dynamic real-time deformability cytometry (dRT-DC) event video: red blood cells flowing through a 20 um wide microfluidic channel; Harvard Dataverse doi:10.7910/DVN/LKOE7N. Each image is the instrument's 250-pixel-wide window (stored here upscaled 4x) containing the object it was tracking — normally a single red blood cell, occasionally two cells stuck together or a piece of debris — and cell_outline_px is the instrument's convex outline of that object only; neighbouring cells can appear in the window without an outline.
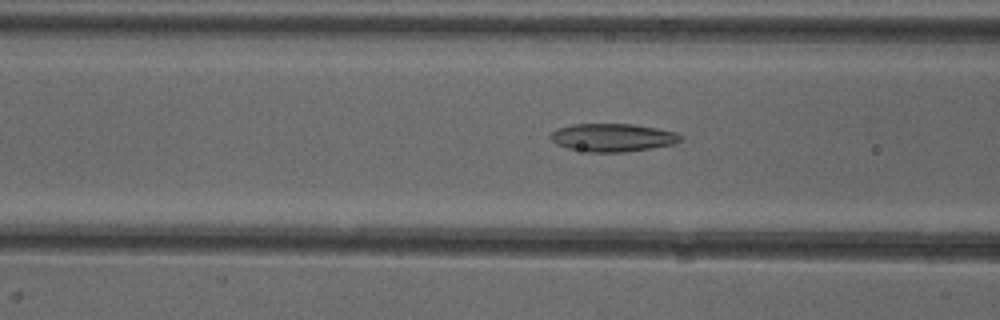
{"species": "common noctule bat (a hibernating species)", "species_latin": "Nyctalus noctula", "temperature_condition": "cold", "stored_images_in_passage": 35, "camera_frame_rate_fps": 3000, "um_per_image_px": 0.085, "animal": {"sex": "female"}, "frame": {"image": 1, "passage_image": 4, "time_ms": 1.0, "image_size_px": [1000, 320], "cell_outline_px": [[680, 140], [672, 144], [624, 152], [588, 152], [568, 148], [556, 144], [548, 136], [556, 128], [572, 124], [632, 124], [656, 128], [676, 132], [680, 136]], "centroid_in_image_um": [52.0, 11.68], "position_along_channel_um": 114.6, "area_um2": 21.04}}
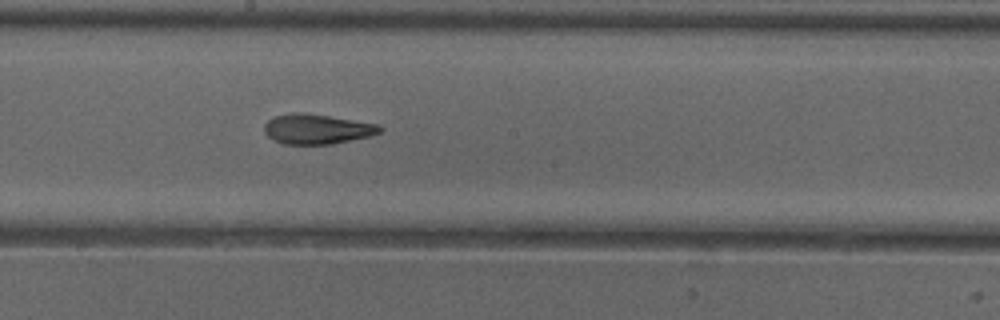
{"frame": {"image": 2, "passage_image": 12, "time_ms": 3.667, "image_size_px": [1000, 320], "cell_outline_px": [[384, 128], [380, 132], [372, 136], [332, 144], [284, 144], [268, 136], [264, 132], [264, 124], [268, 120], [276, 116], [296, 112], [300, 112], [328, 116], [380, 124]], "centroid_in_image_um": [26.99, 10.97], "position_along_channel_um": 221.2, "area_um2": 20.11}}
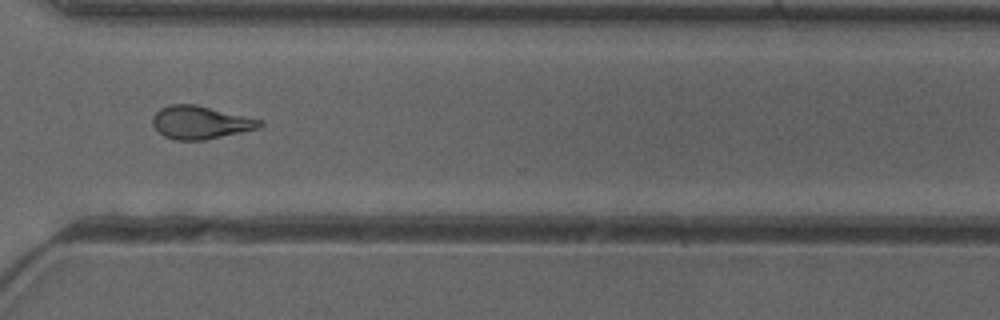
{"frame": {"image": 3, "passage_image": 22, "time_ms": 7.0, "image_size_px": [1000, 320], "cell_outline_px": [[264, 124], [260, 128], [204, 140], [176, 140], [164, 136], [152, 124], [152, 116], [160, 108], [168, 104], [196, 104], [264, 120]], "centroid_in_image_um": [17.05, 10.39], "position_along_channel_um": 353.5, "area_um2": 20.75}}